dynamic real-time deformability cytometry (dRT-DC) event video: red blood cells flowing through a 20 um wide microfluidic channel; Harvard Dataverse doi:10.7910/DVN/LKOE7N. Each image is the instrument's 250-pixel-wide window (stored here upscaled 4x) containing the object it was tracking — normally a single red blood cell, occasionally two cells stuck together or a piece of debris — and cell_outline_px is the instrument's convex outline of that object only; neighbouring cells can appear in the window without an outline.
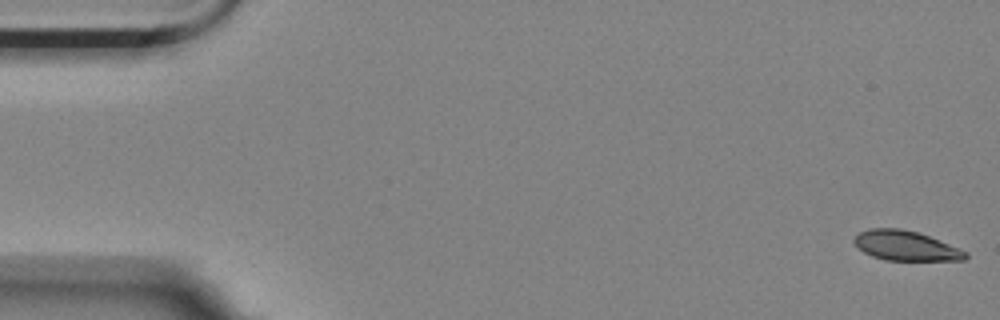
{"species": "Egyptian fruit bat (a non-hibernating species)", "species_latin": "Rousettus aegyptiacus", "temperature_condition": "room temperature", "stored_images_in_passage": 6, "camera_frame_rate_fps": 3000, "um_per_image_px": 0.085, "animal": {"sex": "female"}, "frame": {"image": 1, "passage_image": 1, "time_ms": 0.0, "image_size_px": [1000, 320], "cell_outline_px": [[968, 256], [964, 260], [884, 260], [872, 256], [864, 252], [852, 240], [860, 232], [868, 228], [900, 228], [916, 232], [928, 236], [968, 252]], "centroid_in_image_um": [76.97, 20.89], "position_along_channel_um": 8.0, "area_um2": 19.07}}
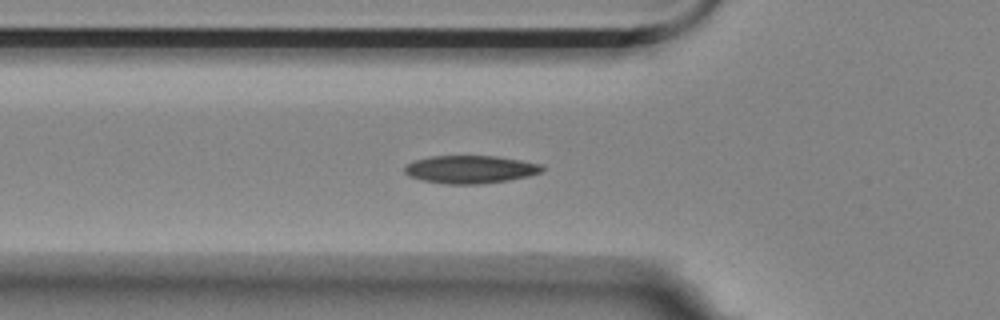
{"frame": {"image": 2, "passage_image": 6, "time_ms": 1.667, "image_size_px": [1000, 320], "cell_outline_px": [[544, 168], [540, 172], [528, 176], [508, 180], [480, 184], [448, 184], [424, 180], [408, 176], [404, 172], [404, 168], [408, 164], [416, 160], [432, 156], [496, 156], [544, 164]], "centroid_in_image_um": [40.0, 14.39], "position_along_channel_um": 85.8, "area_um2": 22.2}}